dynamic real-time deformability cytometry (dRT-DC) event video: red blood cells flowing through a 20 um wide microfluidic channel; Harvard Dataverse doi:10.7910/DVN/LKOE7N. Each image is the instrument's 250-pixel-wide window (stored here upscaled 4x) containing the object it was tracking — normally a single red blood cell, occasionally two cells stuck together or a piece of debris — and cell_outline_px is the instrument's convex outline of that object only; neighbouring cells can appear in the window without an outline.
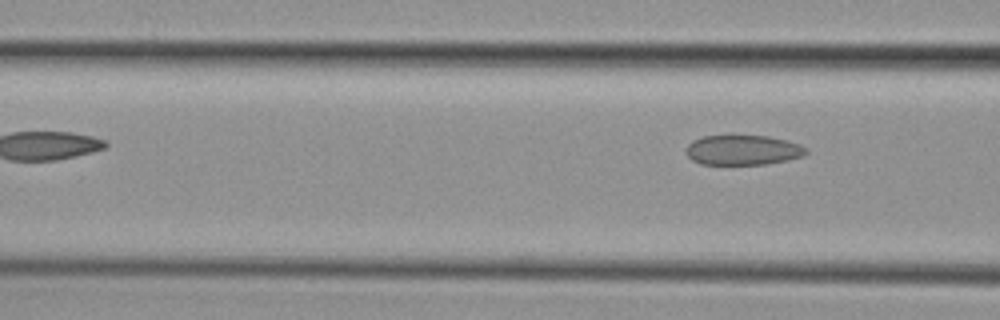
{"species": "common noctule bat (a hibernating species)", "species_latin": "Nyctalus noctula", "temperature_condition": "cold", "stored_images_in_passage": 6, "camera_frame_rate_fps": 3000, "um_per_image_px": 0.085, "animal": {"sex": "female", "body_mass_g": 29.2, "forearm_length_mm": 56.3}, "frame": {"image": 1, "passage_image": 6, "time_ms": 6.0, "image_size_px": [1000, 320], "cell_outline_px": [[808, 152], [804, 156], [788, 160], [768, 164], [700, 164], [692, 160], [684, 152], [688, 144], [692, 140], [704, 136], [732, 132], [768, 136], [788, 140], [800, 144], [808, 148]], "centroid_in_image_um": [63.14, 12.7], "position_along_channel_um": 103.5, "area_um2": 22.08}}